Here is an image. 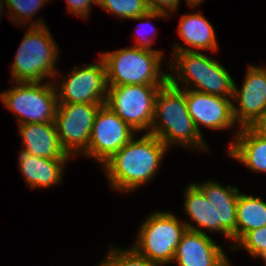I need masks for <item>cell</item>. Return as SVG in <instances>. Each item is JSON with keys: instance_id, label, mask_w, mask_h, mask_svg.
Returning <instances> with one entry per match:
<instances>
[{"instance_id": "30bf717a", "label": "cell", "mask_w": 266, "mask_h": 266, "mask_svg": "<svg viewBox=\"0 0 266 266\" xmlns=\"http://www.w3.org/2000/svg\"><path fill=\"white\" fill-rule=\"evenodd\" d=\"M101 105L103 104H57L54 122L61 146L69 156L72 151L75 155L76 151H87L94 118Z\"/></svg>"}, {"instance_id": "4316f807", "label": "cell", "mask_w": 266, "mask_h": 266, "mask_svg": "<svg viewBox=\"0 0 266 266\" xmlns=\"http://www.w3.org/2000/svg\"><path fill=\"white\" fill-rule=\"evenodd\" d=\"M261 136L266 138V113L252 126Z\"/></svg>"}, {"instance_id": "277c9868", "label": "cell", "mask_w": 266, "mask_h": 266, "mask_svg": "<svg viewBox=\"0 0 266 266\" xmlns=\"http://www.w3.org/2000/svg\"><path fill=\"white\" fill-rule=\"evenodd\" d=\"M162 54L134 46L102 53L108 85H165L169 74L160 73Z\"/></svg>"}, {"instance_id": "ac0fdd59", "label": "cell", "mask_w": 266, "mask_h": 266, "mask_svg": "<svg viewBox=\"0 0 266 266\" xmlns=\"http://www.w3.org/2000/svg\"><path fill=\"white\" fill-rule=\"evenodd\" d=\"M229 156L243 162L254 171L266 172V138L252 127L240 128Z\"/></svg>"}, {"instance_id": "d6986e66", "label": "cell", "mask_w": 266, "mask_h": 266, "mask_svg": "<svg viewBox=\"0 0 266 266\" xmlns=\"http://www.w3.org/2000/svg\"><path fill=\"white\" fill-rule=\"evenodd\" d=\"M178 33L185 44L198 50H217V39L213 26L201 14L183 15L180 19Z\"/></svg>"}, {"instance_id": "44dd1931", "label": "cell", "mask_w": 266, "mask_h": 266, "mask_svg": "<svg viewBox=\"0 0 266 266\" xmlns=\"http://www.w3.org/2000/svg\"><path fill=\"white\" fill-rule=\"evenodd\" d=\"M97 4L121 19L145 20L168 16L164 13L150 11L147 0H98Z\"/></svg>"}, {"instance_id": "4fadbf2b", "label": "cell", "mask_w": 266, "mask_h": 266, "mask_svg": "<svg viewBox=\"0 0 266 266\" xmlns=\"http://www.w3.org/2000/svg\"><path fill=\"white\" fill-rule=\"evenodd\" d=\"M241 90L234 82L233 98L239 101V107L233 104L234 120L240 127H252L266 113V69L249 66Z\"/></svg>"}, {"instance_id": "cb8c5ba5", "label": "cell", "mask_w": 266, "mask_h": 266, "mask_svg": "<svg viewBox=\"0 0 266 266\" xmlns=\"http://www.w3.org/2000/svg\"><path fill=\"white\" fill-rule=\"evenodd\" d=\"M254 257L266 260V226L249 231L238 243Z\"/></svg>"}, {"instance_id": "7c38bea8", "label": "cell", "mask_w": 266, "mask_h": 266, "mask_svg": "<svg viewBox=\"0 0 266 266\" xmlns=\"http://www.w3.org/2000/svg\"><path fill=\"white\" fill-rule=\"evenodd\" d=\"M65 80L57 94L58 104H105L109 86L102 58L97 64L73 69Z\"/></svg>"}, {"instance_id": "7402d4cb", "label": "cell", "mask_w": 266, "mask_h": 266, "mask_svg": "<svg viewBox=\"0 0 266 266\" xmlns=\"http://www.w3.org/2000/svg\"><path fill=\"white\" fill-rule=\"evenodd\" d=\"M105 260L111 266H156L132 247L127 251L113 248Z\"/></svg>"}, {"instance_id": "5b68a950", "label": "cell", "mask_w": 266, "mask_h": 266, "mask_svg": "<svg viewBox=\"0 0 266 266\" xmlns=\"http://www.w3.org/2000/svg\"><path fill=\"white\" fill-rule=\"evenodd\" d=\"M42 22L32 23L17 51L12 64V77L16 83L41 82L43 78L57 74L54 65L58 48L49 28Z\"/></svg>"}, {"instance_id": "f1b7e54d", "label": "cell", "mask_w": 266, "mask_h": 266, "mask_svg": "<svg viewBox=\"0 0 266 266\" xmlns=\"http://www.w3.org/2000/svg\"><path fill=\"white\" fill-rule=\"evenodd\" d=\"M186 1H187L189 6L194 7V6L198 5L199 3H201L203 0H186Z\"/></svg>"}, {"instance_id": "83f0119b", "label": "cell", "mask_w": 266, "mask_h": 266, "mask_svg": "<svg viewBox=\"0 0 266 266\" xmlns=\"http://www.w3.org/2000/svg\"><path fill=\"white\" fill-rule=\"evenodd\" d=\"M151 26L152 25H150V27ZM142 38H141V40H138L137 44L134 45V47H137V48H140V49H146V50H150V51H158V50H154V49L151 48L152 39H150V38L148 39V38H145V37H144L145 39L144 38L142 39Z\"/></svg>"}, {"instance_id": "7a4b0ae2", "label": "cell", "mask_w": 266, "mask_h": 266, "mask_svg": "<svg viewBox=\"0 0 266 266\" xmlns=\"http://www.w3.org/2000/svg\"><path fill=\"white\" fill-rule=\"evenodd\" d=\"M166 149L158 137L149 133L137 140L133 137L103 164L112 187L129 191L151 180Z\"/></svg>"}, {"instance_id": "9c48e42d", "label": "cell", "mask_w": 266, "mask_h": 266, "mask_svg": "<svg viewBox=\"0 0 266 266\" xmlns=\"http://www.w3.org/2000/svg\"><path fill=\"white\" fill-rule=\"evenodd\" d=\"M162 86H110L108 87L105 105L126 122L135 133L144 129H148L147 133H150L154 115L155 97Z\"/></svg>"}, {"instance_id": "2e32d148", "label": "cell", "mask_w": 266, "mask_h": 266, "mask_svg": "<svg viewBox=\"0 0 266 266\" xmlns=\"http://www.w3.org/2000/svg\"><path fill=\"white\" fill-rule=\"evenodd\" d=\"M25 149L30 155L53 159L70 158L61 146L55 123L19 124Z\"/></svg>"}, {"instance_id": "603a6c76", "label": "cell", "mask_w": 266, "mask_h": 266, "mask_svg": "<svg viewBox=\"0 0 266 266\" xmlns=\"http://www.w3.org/2000/svg\"><path fill=\"white\" fill-rule=\"evenodd\" d=\"M46 1L47 0H6V6L8 9L10 8L9 10L13 13L10 14L11 20H14L19 24L21 20L22 22L24 21L23 23L29 21ZM27 17L29 18L27 19Z\"/></svg>"}, {"instance_id": "3957f363", "label": "cell", "mask_w": 266, "mask_h": 266, "mask_svg": "<svg viewBox=\"0 0 266 266\" xmlns=\"http://www.w3.org/2000/svg\"><path fill=\"white\" fill-rule=\"evenodd\" d=\"M176 77L169 74V81L160 87L155 97L151 135L158 137L167 147L178 143L190 144L207 149L191 116L185 98V90H180ZM160 119L159 122H156ZM171 143V144H170Z\"/></svg>"}, {"instance_id": "484cf974", "label": "cell", "mask_w": 266, "mask_h": 266, "mask_svg": "<svg viewBox=\"0 0 266 266\" xmlns=\"http://www.w3.org/2000/svg\"><path fill=\"white\" fill-rule=\"evenodd\" d=\"M179 2L180 0H147L150 11L160 12L166 15H169V11H175L180 4Z\"/></svg>"}, {"instance_id": "4dcf8cb0", "label": "cell", "mask_w": 266, "mask_h": 266, "mask_svg": "<svg viewBox=\"0 0 266 266\" xmlns=\"http://www.w3.org/2000/svg\"><path fill=\"white\" fill-rule=\"evenodd\" d=\"M3 1H4V3H6V0H3ZM1 2L2 1H0V11H2L1 9L3 8V7H1L3 5V3L1 4ZM0 14H1V12H0Z\"/></svg>"}, {"instance_id": "9a60e30c", "label": "cell", "mask_w": 266, "mask_h": 266, "mask_svg": "<svg viewBox=\"0 0 266 266\" xmlns=\"http://www.w3.org/2000/svg\"><path fill=\"white\" fill-rule=\"evenodd\" d=\"M185 98L189 115L200 134L199 123L211 129L230 128L235 123L231 99L192 89L185 90Z\"/></svg>"}, {"instance_id": "6da1fadb", "label": "cell", "mask_w": 266, "mask_h": 266, "mask_svg": "<svg viewBox=\"0 0 266 266\" xmlns=\"http://www.w3.org/2000/svg\"><path fill=\"white\" fill-rule=\"evenodd\" d=\"M187 215L209 231H220L227 238L237 241L236 206L239 191L235 187H223L219 183L207 181L190 184L185 191Z\"/></svg>"}, {"instance_id": "d4e9b609", "label": "cell", "mask_w": 266, "mask_h": 266, "mask_svg": "<svg viewBox=\"0 0 266 266\" xmlns=\"http://www.w3.org/2000/svg\"><path fill=\"white\" fill-rule=\"evenodd\" d=\"M69 12L75 13L76 15H80L81 17H87L88 13H90V5L92 3H98V0H66Z\"/></svg>"}, {"instance_id": "52a82bcc", "label": "cell", "mask_w": 266, "mask_h": 266, "mask_svg": "<svg viewBox=\"0 0 266 266\" xmlns=\"http://www.w3.org/2000/svg\"><path fill=\"white\" fill-rule=\"evenodd\" d=\"M186 224L180 223L172 213L154 212L142 224L134 249L156 266L174 261L175 250Z\"/></svg>"}, {"instance_id": "ba28073f", "label": "cell", "mask_w": 266, "mask_h": 266, "mask_svg": "<svg viewBox=\"0 0 266 266\" xmlns=\"http://www.w3.org/2000/svg\"><path fill=\"white\" fill-rule=\"evenodd\" d=\"M17 85L1 92L0 99L20 117L19 123H55L57 85L41 82H18Z\"/></svg>"}, {"instance_id": "8fae6325", "label": "cell", "mask_w": 266, "mask_h": 266, "mask_svg": "<svg viewBox=\"0 0 266 266\" xmlns=\"http://www.w3.org/2000/svg\"><path fill=\"white\" fill-rule=\"evenodd\" d=\"M134 130L105 104L98 109L84 155L102 165L134 136Z\"/></svg>"}, {"instance_id": "8992f818", "label": "cell", "mask_w": 266, "mask_h": 266, "mask_svg": "<svg viewBox=\"0 0 266 266\" xmlns=\"http://www.w3.org/2000/svg\"><path fill=\"white\" fill-rule=\"evenodd\" d=\"M174 48L176 63L173 61L175 65L172 67L175 69L177 66L178 74L176 77L179 80L187 81V86L190 81L192 85L197 87L192 90L233 98L234 81L216 60L197 52V50L186 49L178 44Z\"/></svg>"}, {"instance_id": "f546056e", "label": "cell", "mask_w": 266, "mask_h": 266, "mask_svg": "<svg viewBox=\"0 0 266 266\" xmlns=\"http://www.w3.org/2000/svg\"><path fill=\"white\" fill-rule=\"evenodd\" d=\"M99 266H111V265L104 259Z\"/></svg>"}, {"instance_id": "ffe728a7", "label": "cell", "mask_w": 266, "mask_h": 266, "mask_svg": "<svg viewBox=\"0 0 266 266\" xmlns=\"http://www.w3.org/2000/svg\"><path fill=\"white\" fill-rule=\"evenodd\" d=\"M236 214L237 242L249 231L266 226V202L259 197L239 193Z\"/></svg>"}, {"instance_id": "e0dca14e", "label": "cell", "mask_w": 266, "mask_h": 266, "mask_svg": "<svg viewBox=\"0 0 266 266\" xmlns=\"http://www.w3.org/2000/svg\"><path fill=\"white\" fill-rule=\"evenodd\" d=\"M19 165L30 188L50 187L62 180L64 163L69 158H43L25 152L19 154Z\"/></svg>"}, {"instance_id": "5bb4252c", "label": "cell", "mask_w": 266, "mask_h": 266, "mask_svg": "<svg viewBox=\"0 0 266 266\" xmlns=\"http://www.w3.org/2000/svg\"><path fill=\"white\" fill-rule=\"evenodd\" d=\"M187 230L175 250L179 266H229L224 251L199 228L185 223Z\"/></svg>"}]
</instances>
